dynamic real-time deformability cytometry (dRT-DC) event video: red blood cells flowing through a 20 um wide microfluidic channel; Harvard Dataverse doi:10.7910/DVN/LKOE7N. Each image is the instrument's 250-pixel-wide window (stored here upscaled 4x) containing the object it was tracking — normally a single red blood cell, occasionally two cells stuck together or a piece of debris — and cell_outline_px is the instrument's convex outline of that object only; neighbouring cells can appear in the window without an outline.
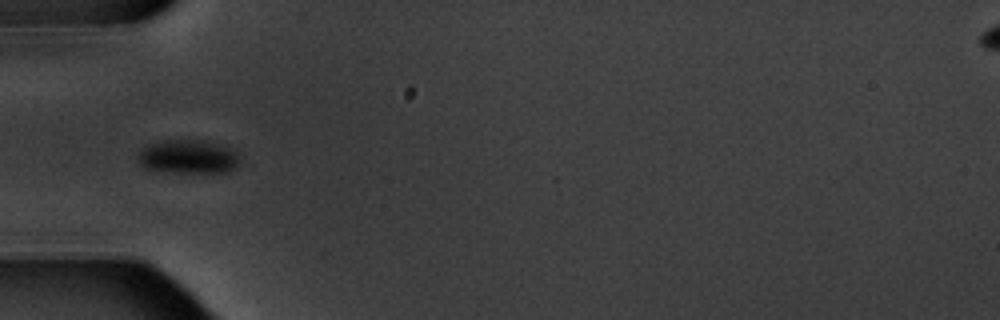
{"species": "common noctule bat (a hibernating species)", "species_latin": "Nyctalus noctula", "temperature_condition": "warm", "stored_images_in_passage": 10, "camera_frame_rate_fps": 3000, "um_per_image_px": 0.085, "animal": {"sex": "male", "body_mass_g": 20.1, "forearm_length_mm": 53.5}, "frame": {"image": 1, "passage_image": 4, "time_ms": 3.667, "image_size_px": [1000, 320], "cell_outline_px": [[240, 160], [236, 168], [228, 172], [172, 172], [144, 168], [140, 164], [136, 156], [144, 148], [152, 144], [164, 140], [204, 140], [228, 148], [236, 152]], "centroid_in_image_um": [16.0, 13.33], "position_along_channel_um": 69.0, "area_um2": 19.83}}
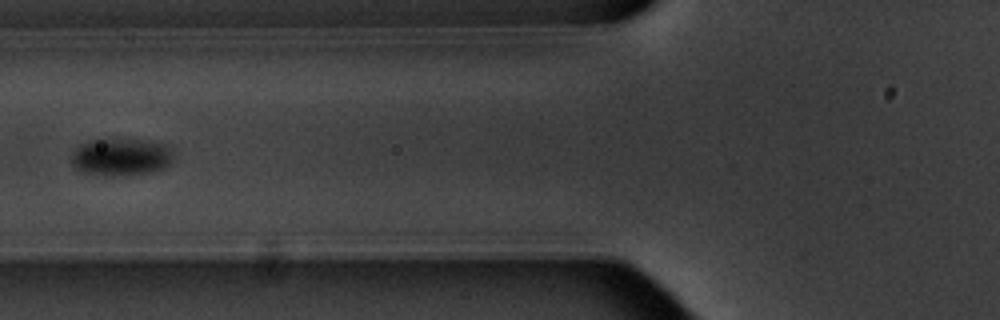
{"frame": {"image": 2, "passage_image": 5, "time_ms": 5.0, "image_size_px": [1000, 320], "cell_outline_px": [[172, 160], [164, 168], [156, 172], [124, 176], [108, 176], [80, 172], [72, 164], [72, 152], [80, 144], [88, 140], [140, 140], [164, 144], [172, 148]], "centroid_in_image_um": [10.28, 13.37], "position_along_channel_um": 115.5, "area_um2": 22.37}}